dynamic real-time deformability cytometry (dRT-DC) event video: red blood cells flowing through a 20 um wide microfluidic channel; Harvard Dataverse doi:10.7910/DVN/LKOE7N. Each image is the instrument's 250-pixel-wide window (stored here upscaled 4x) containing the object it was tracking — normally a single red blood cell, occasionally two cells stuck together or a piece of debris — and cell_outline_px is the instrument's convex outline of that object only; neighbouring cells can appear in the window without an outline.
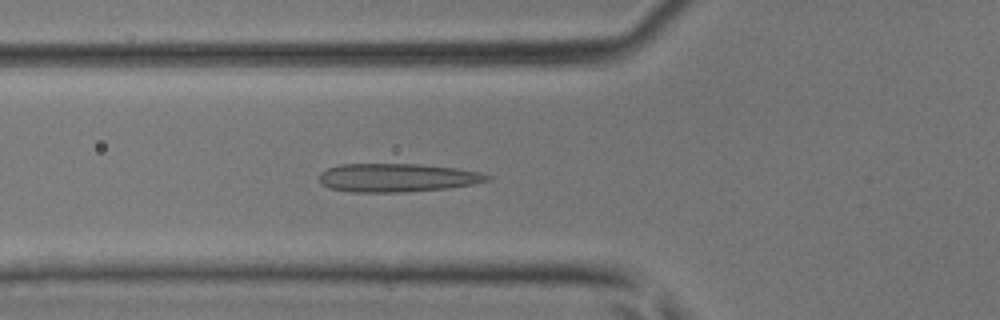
{"species": "common noctule bat (a hibernating species)", "species_latin": "Nyctalus noctula", "temperature_condition": "room temperature", "stored_images_in_passage": 33, "camera_frame_rate_fps": 3000, "um_per_image_px": 0.085, "animal": {"sex": "male", "body_mass_g": 17.9, "forearm_length_mm": 54.2}, "frame": {"image": 1, "passage_image": 6, "time_ms": 1.667, "image_size_px": [1000, 320], "cell_outline_px": [[492, 176], [488, 180], [472, 184], [448, 188], [400, 192], [352, 192], [332, 188], [320, 184], [320, 172], [328, 168], [340, 164], [420, 164], [456, 168], [480, 172]], "centroid_in_image_um": [33.75, 15.1], "position_along_channel_um": 92.1, "area_um2": 27.74}}
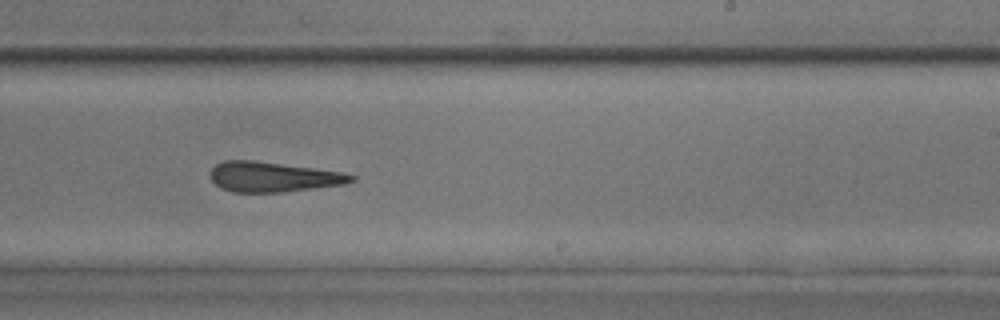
{"frame": {"image": 2, "passage_image": 17, "time_ms": 5.333, "image_size_px": [1000, 320], "cell_outline_px": [[356, 180], [344, 184], [284, 192], [232, 192], [220, 188], [212, 180], [212, 168], [216, 164], [224, 160], [252, 160], [344, 172], [356, 176]], "centroid_in_image_um": [23.23, 15.04], "position_along_channel_um": 265.8, "area_um2": 24.57}}
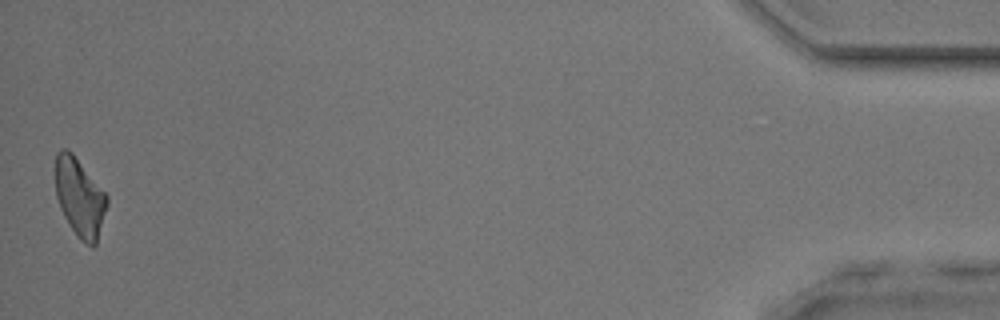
{"frame": {"image": 3, "passage_image": 33, "time_ms": 10.667, "image_size_px": [1000, 320], "cell_outline_px": [[108, 204], [96, 244], [92, 248], [80, 240], [76, 236], [64, 216], [60, 208], [56, 196], [56, 152], [60, 148], [68, 148], [72, 152], [108, 196]], "centroid_in_image_um": [6.78, 16.78], "position_along_channel_um": 428.4, "area_um2": 23.64}}